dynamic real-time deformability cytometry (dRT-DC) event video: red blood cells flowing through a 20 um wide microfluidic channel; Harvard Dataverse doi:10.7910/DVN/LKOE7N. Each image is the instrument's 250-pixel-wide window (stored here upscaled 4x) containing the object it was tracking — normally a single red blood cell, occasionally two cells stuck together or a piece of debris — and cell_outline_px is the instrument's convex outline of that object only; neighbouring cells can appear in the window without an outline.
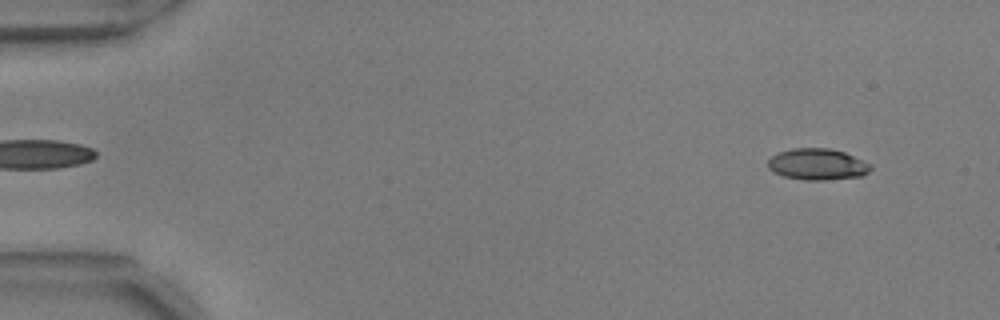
{"species": "common noctule bat (a hibernating species)", "species_latin": "Nyctalus noctula", "temperature_condition": "warm", "stored_images_in_passage": 55, "camera_frame_rate_fps": 3000, "um_per_image_px": 0.085, "animal": {"sex": "male", "body_mass_g": 17.9, "forearm_length_mm": 54.2}, "frame": {"image": 1, "passage_image": 4, "time_ms": 1.0, "image_size_px": [1000, 320], "cell_outline_px": [[872, 168], [868, 172], [860, 176], [824, 180], [804, 180], [784, 176], [772, 172], [768, 168], [768, 160], [772, 156], [780, 152], [792, 148], [828, 148], [844, 152], [872, 164]], "centroid_in_image_um": [69.47, 13.96], "position_along_channel_um": 15.5, "area_um2": 18.73}}
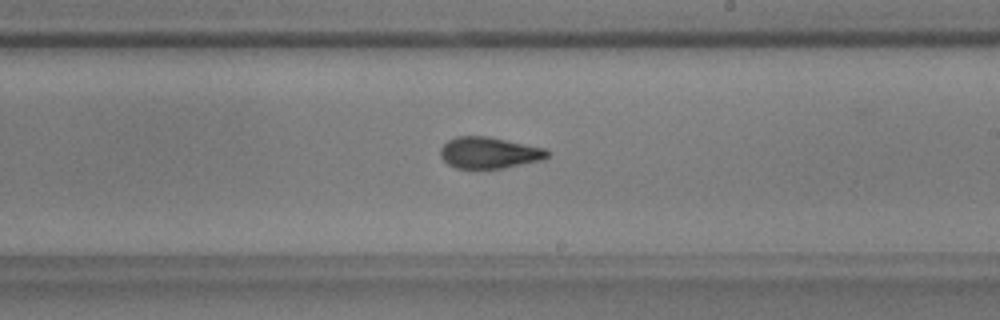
{"frame": {"image": 2, "passage_image": 32, "time_ms": 10.333, "image_size_px": [1000, 320], "cell_outline_px": [[548, 156], [544, 160], [504, 168], [456, 168], [448, 164], [440, 156], [440, 148], [448, 140], [456, 136], [488, 136], [544, 148], [548, 152]], "centroid_in_image_um": [41.56, 12.98], "position_along_channel_um": 247.4, "area_um2": 19.54}}
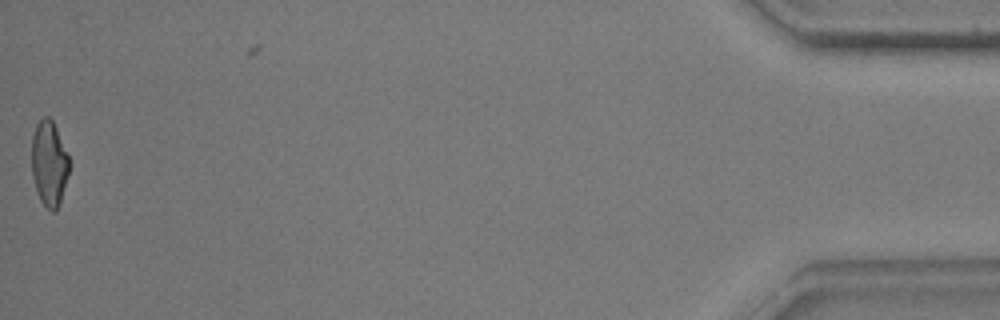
{"frame": {"image": 3, "passage_image": 54, "time_ms": 17.667, "image_size_px": [1000, 320], "cell_outline_px": [[68, 172], [60, 204], [56, 212], [52, 212], [40, 200], [36, 192], [32, 176], [32, 136], [36, 124], [44, 116], [48, 116], [52, 120], [56, 128], [68, 156]], "centroid_in_image_um": [4.15, 13.91], "position_along_channel_um": 431.0, "area_um2": 18.5}, "authors_computed_cell_mechanics": {"area_um2": 19.5942, "velocity_mm_per_s": 3.7305, "shape_relaxation_time_tau1_ms": 11.0889, "shape_relaxation_time_tau2_ms": 1.6264, "deformation_change_tau1": 0.253, "deformation_change_tau2": 0.0897}}